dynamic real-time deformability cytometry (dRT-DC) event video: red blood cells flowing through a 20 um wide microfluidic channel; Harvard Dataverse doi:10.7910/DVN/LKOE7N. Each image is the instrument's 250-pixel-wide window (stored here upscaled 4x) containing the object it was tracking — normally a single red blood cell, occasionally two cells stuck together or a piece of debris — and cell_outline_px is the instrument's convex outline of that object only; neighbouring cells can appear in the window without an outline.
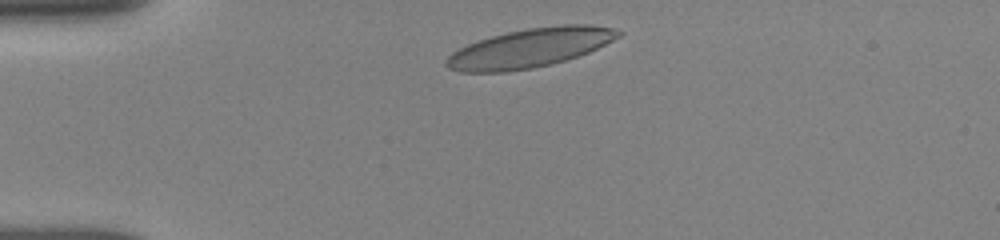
{"species": "human", "species_latin": "Homo sapiens", "temperature_condition": "room temperature", "stored_images_in_passage": 17, "camera_frame_rate_fps": 3000, "um_per_image_px": 0.085, "donor": {"sex": "female"}, "frame": {"image": 1, "passage_image": 1, "time_ms": 0.0, "image_size_px": [1000, 240], "cell_outline_px": [[624, 32], [620, 36], [588, 52], [552, 64], [532, 68], [504, 72], [460, 72], [448, 68], [444, 64], [444, 60], [452, 52], [468, 44], [492, 36], [508, 32], [528, 28], [564, 24], [588, 24], [612, 28]], "centroid_in_image_um": [45.01, 4.08], "position_along_channel_um": 40.0, "area_um2": 38.78}}
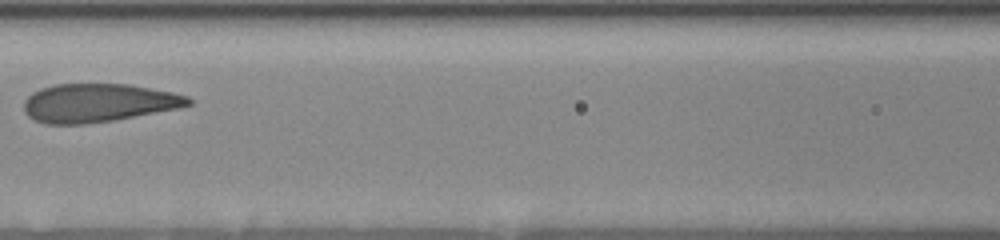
{"frame": {"image": 2, "passage_image": 8, "time_ms": 4.0, "image_size_px": [1000, 240], "cell_outline_px": [[192, 104], [180, 108], [112, 120], [84, 124], [44, 124], [28, 116], [24, 112], [24, 100], [32, 92], [40, 88], [52, 84], [128, 84], [172, 92], [188, 96], [192, 100]], "centroid_in_image_um": [8.33, 8.74], "position_along_channel_um": 158.3, "area_um2": 36.88}}
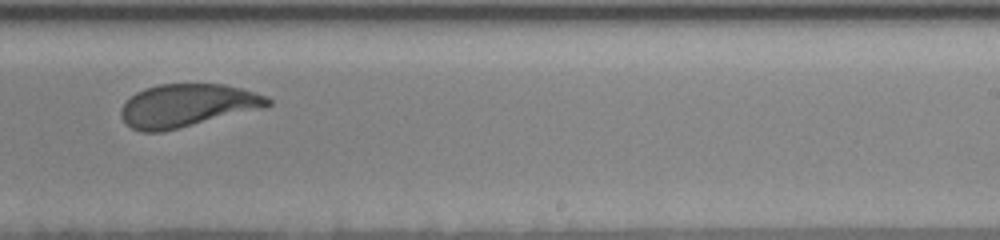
{"frame": {"image": 3, "passage_image": 15, "time_ms": 7.0, "image_size_px": [1000, 240], "cell_outline_px": [[272, 104], [264, 108], [164, 132], [140, 132], [132, 128], [120, 116], [120, 112], [124, 104], [136, 92], [144, 88], [160, 84], [224, 84], [240, 88], [268, 96], [272, 100]], "centroid_in_image_um": [15.94, 8.97], "position_along_channel_um": 273.1, "area_um2": 36.82}}